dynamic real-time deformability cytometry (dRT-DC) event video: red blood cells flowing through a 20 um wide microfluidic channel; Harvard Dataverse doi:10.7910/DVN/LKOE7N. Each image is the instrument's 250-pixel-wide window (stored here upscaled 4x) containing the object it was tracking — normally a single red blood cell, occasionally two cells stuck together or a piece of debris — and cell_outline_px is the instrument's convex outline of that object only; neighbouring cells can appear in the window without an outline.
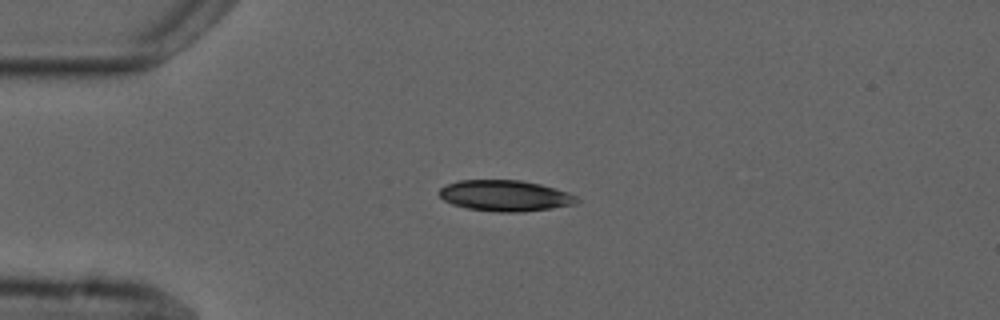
{"species": "common noctule bat (a hibernating species)", "species_latin": "Nyctalus noctula", "temperature_condition": "cold", "stored_images_in_passage": 7, "camera_frame_rate_fps": 3000, "um_per_image_px": 0.085, "animal": {"sex": "male", "forearm_length_mm": 52.5}, "frame": {"image": 1, "passage_image": 1, "time_ms": 0.0, "image_size_px": [1000, 320], "cell_outline_px": [[580, 200], [576, 204], [552, 208], [520, 212], [500, 212], [468, 208], [452, 204], [444, 200], [440, 196], [440, 188], [448, 184], [460, 180], [520, 180], [540, 184], [568, 192], [576, 196]], "centroid_in_image_um": [42.96, 16.63], "position_along_channel_um": 42.0, "area_um2": 24.68}}
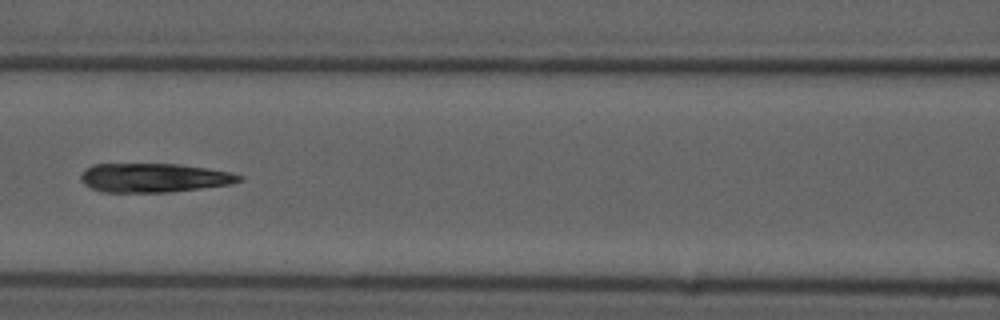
{"frame": {"image": 2, "passage_image": 4, "time_ms": 3.667, "image_size_px": [1000, 320], "cell_outline_px": [[244, 180], [232, 184], [168, 192], [100, 192], [84, 184], [80, 180], [80, 176], [92, 164], [176, 164], [204, 168], [228, 172], [244, 176]], "centroid_in_image_um": [13.08, 15.12], "position_along_channel_um": 153.5, "area_um2": 26.59}}
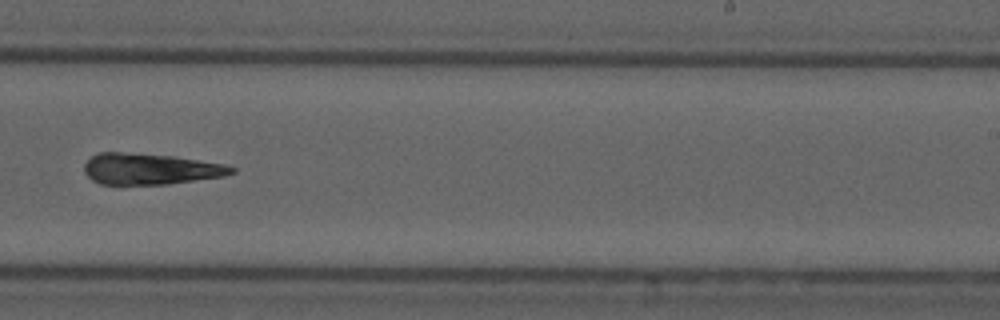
{"frame": {"image": 3, "passage_image": 7, "time_ms": 7.0, "image_size_px": [1000, 320], "cell_outline_px": [[236, 172], [224, 176], [168, 184], [100, 184], [92, 180], [84, 172], [84, 164], [92, 156], [100, 152], [120, 152], [176, 156], [224, 164], [236, 168]], "centroid_in_image_um": [12.78, 14.36], "position_along_channel_um": 276.2, "area_um2": 26.7}}